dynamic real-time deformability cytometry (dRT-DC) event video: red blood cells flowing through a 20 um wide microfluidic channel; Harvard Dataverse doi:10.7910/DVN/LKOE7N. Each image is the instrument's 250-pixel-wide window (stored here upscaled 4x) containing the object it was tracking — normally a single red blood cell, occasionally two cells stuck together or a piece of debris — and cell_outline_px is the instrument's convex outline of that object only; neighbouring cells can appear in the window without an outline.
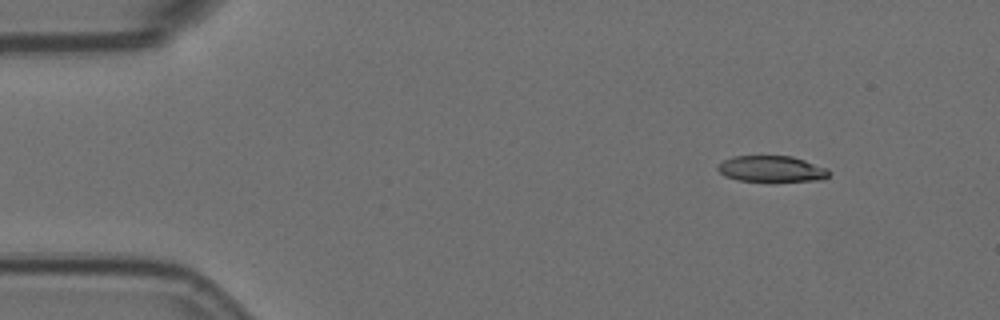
{"species": "Egyptian fruit bat (a non-hibernating species)", "species_latin": "Rousettus aegyptiacus", "temperature_condition": "room temperature", "stored_images_in_passage": 4, "camera_frame_rate_fps": 3000, "um_per_image_px": 0.085, "animal": {"sex": "female"}, "frame": {"image": 1, "passage_image": 1, "time_ms": 0.0, "image_size_px": [1000, 320], "cell_outline_px": [[828, 176], [820, 180], [776, 184], [740, 180], [724, 176], [716, 168], [724, 160], [732, 156], [792, 156], [828, 168]], "centroid_in_image_um": [65.6, 14.4], "position_along_channel_um": 19.4, "area_um2": 17.63}}
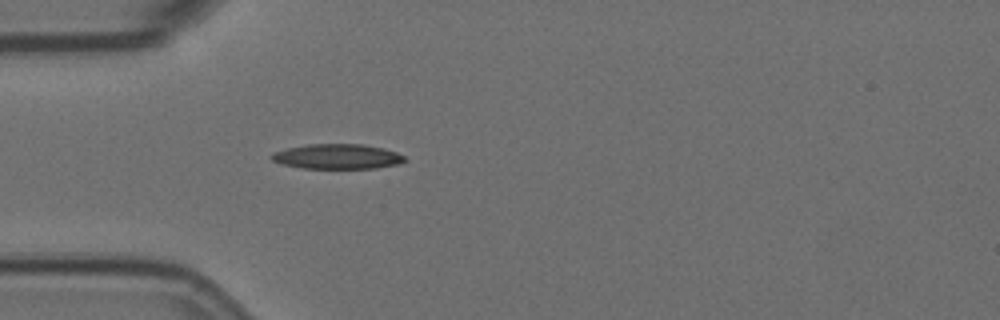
{"frame": {"image": 2, "passage_image": 4, "time_ms": 1.0, "image_size_px": [1000, 320], "cell_outline_px": [[408, 160], [396, 164], [376, 168], [304, 168], [280, 164], [272, 160], [268, 156], [272, 152], [288, 148], [308, 144], [364, 144], [396, 152], [404, 156]], "centroid_in_image_um": [28.62, 13.3], "position_along_channel_um": 56.4, "area_um2": 19.31}}